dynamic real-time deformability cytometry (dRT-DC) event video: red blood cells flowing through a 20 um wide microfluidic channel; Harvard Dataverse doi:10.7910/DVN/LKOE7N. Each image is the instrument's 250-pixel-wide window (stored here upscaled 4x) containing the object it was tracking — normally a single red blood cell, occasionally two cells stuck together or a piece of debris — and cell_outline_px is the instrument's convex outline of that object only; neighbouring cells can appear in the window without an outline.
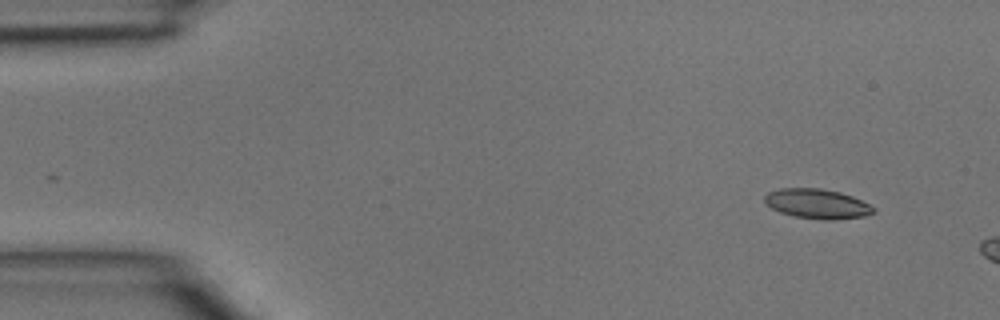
{"species": "common noctule bat (a hibernating species)", "species_latin": "Nyctalus noctula", "temperature_condition": "room temperature", "stored_images_in_passage": 6, "camera_frame_rate_fps": 3000, "um_per_image_px": 0.085, "animal": {"sex": "male", "body_mass_g": 15.6}, "frame": {"image": 1, "passage_image": 1, "time_ms": 0.0, "image_size_px": [1000, 320], "cell_outline_px": [[876, 212], [864, 216], [832, 220], [820, 220], [796, 216], [780, 212], [772, 208], [764, 200], [764, 196], [768, 192], [780, 188], [820, 188], [840, 192], [852, 196], [876, 208]], "centroid_in_image_um": [69.47, 17.32], "position_along_channel_um": 15.5, "area_um2": 18.79}}